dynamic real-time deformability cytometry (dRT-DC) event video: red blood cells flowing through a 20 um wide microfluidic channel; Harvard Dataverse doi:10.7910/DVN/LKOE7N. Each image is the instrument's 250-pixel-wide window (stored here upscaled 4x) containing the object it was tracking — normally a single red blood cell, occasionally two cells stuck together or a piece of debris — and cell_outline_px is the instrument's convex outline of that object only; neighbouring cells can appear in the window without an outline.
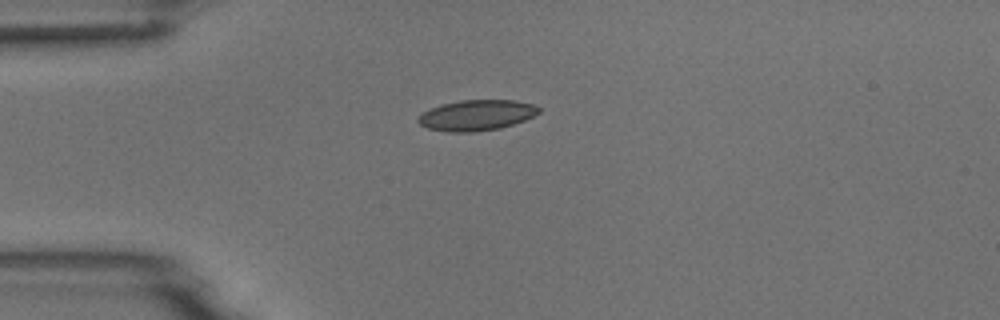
{"species": "common noctule bat (a hibernating species)", "species_latin": "Nyctalus noctula", "temperature_condition": "room temperature", "stored_images_in_passage": 1, "camera_frame_rate_fps": 3000, "um_per_image_px": 0.085, "animal": {"sex": "male", "body_mass_g": 18.8}, "frame": {"image": 1, "passage_image": 1, "time_ms": 0.0, "image_size_px": [1000, 320], "cell_outline_px": [[540, 112], [524, 120], [500, 128], [476, 132], [448, 132], [428, 128], [420, 124], [416, 120], [420, 112], [440, 104], [460, 100], [516, 100], [532, 104], [540, 108]], "centroid_in_image_um": [40.46, 9.79], "position_along_channel_um": 44.5, "area_um2": 21.68}}